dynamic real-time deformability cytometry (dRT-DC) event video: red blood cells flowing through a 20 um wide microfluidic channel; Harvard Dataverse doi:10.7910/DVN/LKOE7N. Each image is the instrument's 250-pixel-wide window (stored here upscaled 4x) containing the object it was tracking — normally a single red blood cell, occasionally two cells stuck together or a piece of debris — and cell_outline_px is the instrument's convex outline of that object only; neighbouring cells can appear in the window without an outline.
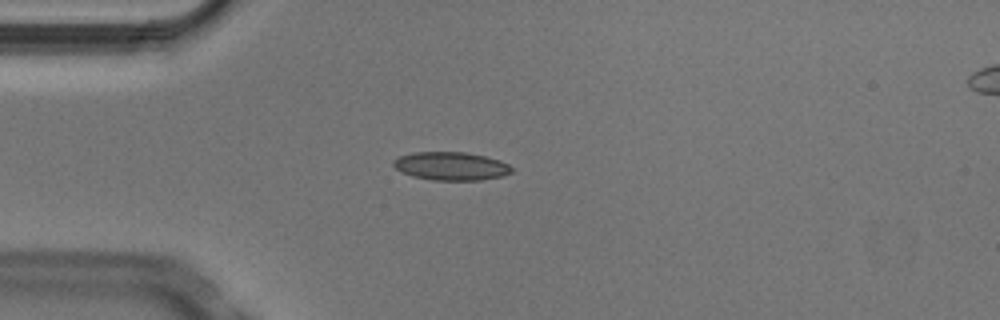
{"species": "Egyptian fruit bat (a non-hibernating species)", "species_latin": "Rousettus aegyptiacus", "temperature_condition": "cold", "stored_images_in_passage": 2, "camera_frame_rate_fps": 3000, "um_per_image_px": 0.085, "animal": {"sex": "male"}, "frame": {"image": 1, "passage_image": 2, "time_ms": 0.333, "image_size_px": [1000, 320], "cell_outline_px": [[512, 172], [504, 176], [480, 180], [432, 180], [412, 176], [400, 172], [392, 164], [392, 160], [400, 156], [412, 152], [464, 152], [484, 156], [500, 160], [508, 164], [512, 168]], "centroid_in_image_um": [38.32, 14.12], "position_along_channel_um": 46.7, "area_um2": 19.59}}